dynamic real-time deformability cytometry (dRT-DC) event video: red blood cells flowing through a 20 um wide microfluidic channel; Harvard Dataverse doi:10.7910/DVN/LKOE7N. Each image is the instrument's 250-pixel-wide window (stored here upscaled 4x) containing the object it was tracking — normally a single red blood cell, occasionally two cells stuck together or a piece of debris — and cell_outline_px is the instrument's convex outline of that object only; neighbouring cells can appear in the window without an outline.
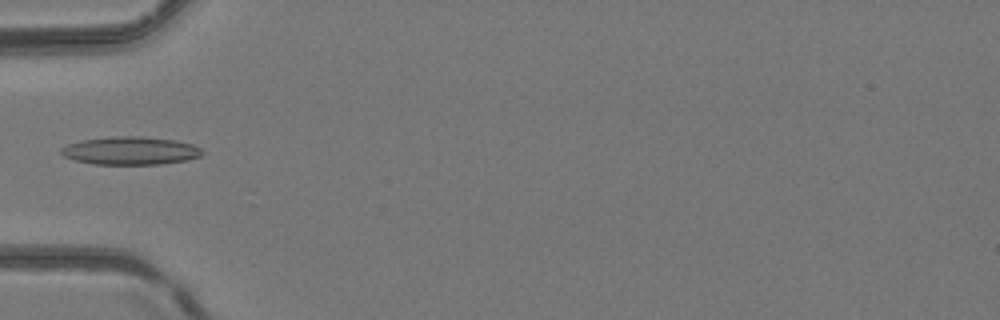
{"species": "common noctule bat (a hibernating species)", "species_latin": "Nyctalus noctula", "temperature_condition": "room temperature", "stored_images_in_passage": 4, "camera_frame_rate_fps": 3000, "um_per_image_px": 0.085, "animal": {"sex": "female", "body_mass_g": 24.6, "forearm_length_mm": 56.2}, "frame": {"image": 1, "passage_image": 4, "time_ms": 1.0, "image_size_px": [1000, 320], "cell_outline_px": [[204, 152], [200, 156], [188, 160], [160, 164], [96, 164], [76, 160], [64, 156], [60, 152], [60, 148], [68, 144], [84, 140], [112, 136], [140, 136], [176, 140], [192, 144], [200, 148]], "centroid_in_image_um": [11.11, 12.8], "position_along_channel_um": 73.9, "area_um2": 22.95}}